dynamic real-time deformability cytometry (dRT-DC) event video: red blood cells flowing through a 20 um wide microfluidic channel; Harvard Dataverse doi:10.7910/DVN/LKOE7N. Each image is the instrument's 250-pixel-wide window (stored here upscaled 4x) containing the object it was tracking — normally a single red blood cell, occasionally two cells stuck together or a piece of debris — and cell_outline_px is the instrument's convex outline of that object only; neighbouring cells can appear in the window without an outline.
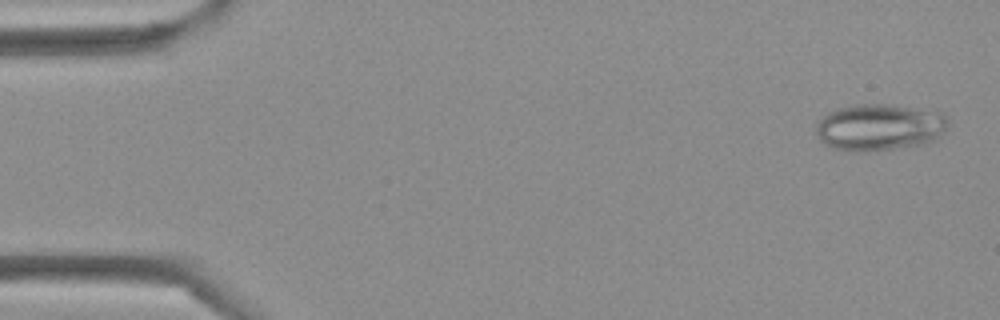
{"species": "Egyptian fruit bat (a non-hibernating species)", "species_latin": "Rousettus aegyptiacus", "temperature_condition": "cold", "stored_images_in_passage": 44, "camera_frame_rate_fps": 3000, "um_per_image_px": 0.085, "frame": {"image": 1, "passage_image": 2, "time_ms": 0.333, "image_size_px": [1000, 320], "cell_outline_px": [[948, 124], [944, 132], [936, 140], [924, 144], [868, 152], [852, 152], [832, 148], [824, 144], [820, 140], [816, 132], [816, 124], [828, 112], [840, 108], [856, 104], [884, 104], [940, 112], [948, 120]], "centroid_in_image_um": [74.74, 10.84], "position_along_channel_um": 10.3, "area_um2": 36.01}}
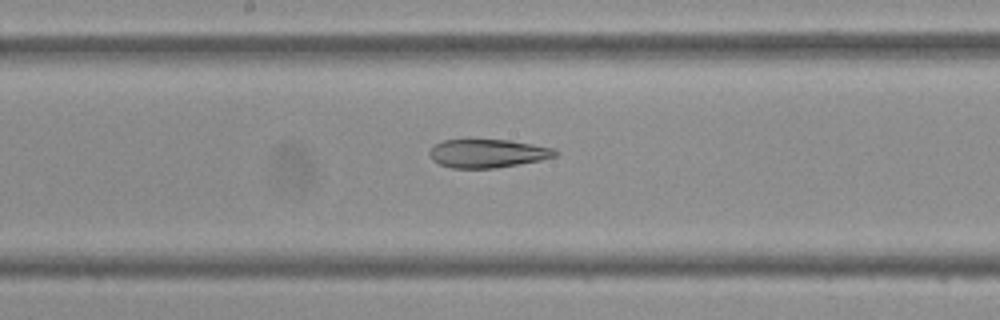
{"frame": {"image": 2, "passage_image": 23, "time_ms": 7.333, "image_size_px": [1000, 320], "cell_outline_px": [[560, 152], [556, 156], [540, 160], [496, 168], [452, 168], [440, 164], [432, 160], [428, 152], [436, 144], [444, 140], [468, 136], [508, 140], [556, 148]], "centroid_in_image_um": [41.43, 12.99], "position_along_channel_um": 206.8, "area_um2": 21.68}}
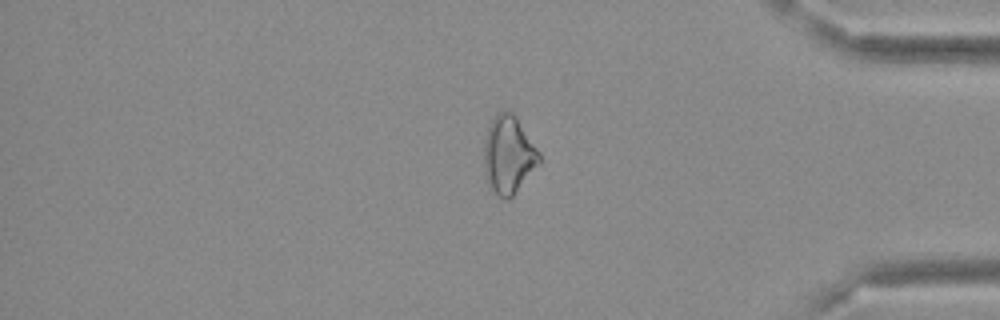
{"frame": {"image": 3, "passage_image": 37, "time_ms": 12.0, "image_size_px": [1000, 320], "cell_outline_px": [[540, 164], [512, 196], [508, 200], [504, 200], [496, 196], [488, 184], [484, 176], [484, 140], [488, 124], [500, 112], [512, 112], [516, 116], [540, 152]], "centroid_in_image_um": [43.21, 13.2], "position_along_channel_um": 392.0, "area_um2": 25.26}}